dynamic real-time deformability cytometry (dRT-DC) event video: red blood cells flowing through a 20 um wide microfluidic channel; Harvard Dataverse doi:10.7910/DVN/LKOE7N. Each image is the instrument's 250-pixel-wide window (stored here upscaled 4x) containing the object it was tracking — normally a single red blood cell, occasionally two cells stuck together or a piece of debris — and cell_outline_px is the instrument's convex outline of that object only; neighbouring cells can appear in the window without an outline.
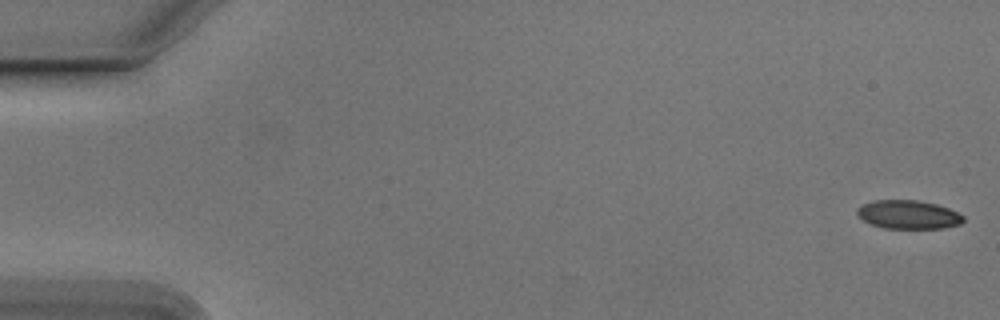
{"species": "Egyptian fruit bat (a non-hibernating species)", "species_latin": "Rousettus aegyptiacus", "temperature_condition": "cold", "stored_images_in_passage": 54, "camera_frame_rate_fps": 3000, "um_per_image_px": 0.085, "animal": {"sex": "male"}, "frame": {"image": 1, "passage_image": 1, "time_ms": 0.0, "image_size_px": [1000, 320], "cell_outline_px": [[964, 220], [960, 224], [944, 228], [884, 228], [872, 224], [864, 220], [856, 212], [856, 208], [864, 204], [876, 200], [916, 200], [936, 204], [948, 208], [964, 216]], "centroid_in_image_um": [77.22, 18.24], "position_along_channel_um": 7.8, "area_um2": 17.51}}
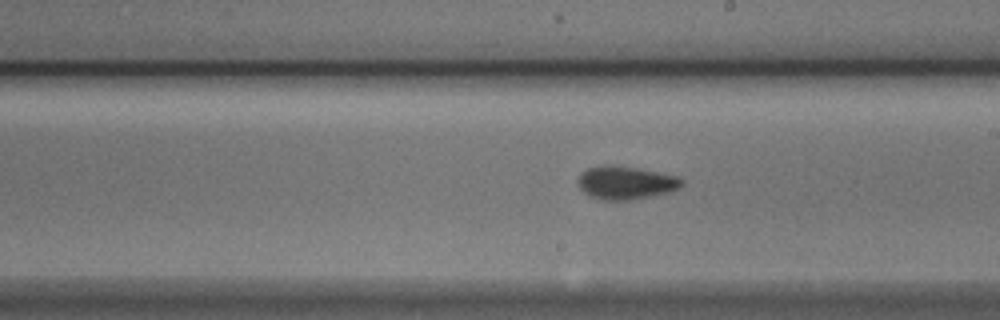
{"frame": {"image": 2, "passage_image": 31, "time_ms": 10.0, "image_size_px": [1000, 320], "cell_outline_px": [[684, 184], [680, 188], [672, 192], [632, 200], [600, 200], [588, 196], [580, 188], [576, 180], [580, 172], [588, 168], [612, 164], [636, 168], [676, 176], [684, 180]], "centroid_in_image_um": [53.17, 15.54], "position_along_channel_um": 235.8, "area_um2": 20.35}}
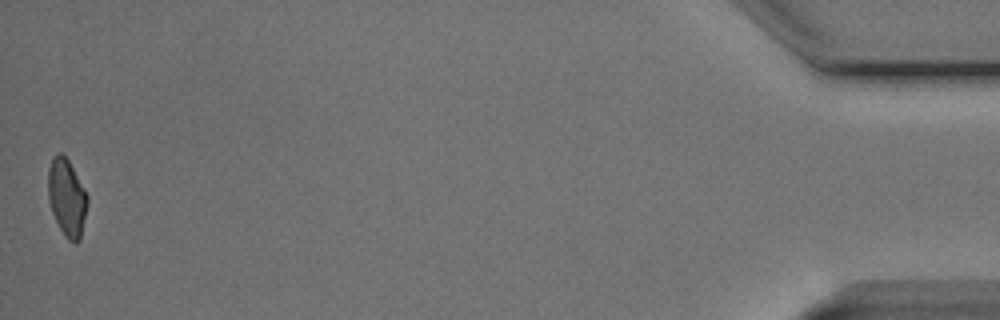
{"frame": {"image": 3, "passage_image": 54, "time_ms": 17.667, "image_size_px": [1000, 320], "cell_outline_px": [[88, 200], [80, 240], [76, 244], [68, 240], [64, 236], [52, 212], [48, 196], [48, 168], [52, 156], [56, 152], [60, 152], [68, 160], [88, 196]], "centroid_in_image_um": [5.67, 16.79], "position_along_channel_um": 429.5, "area_um2": 17.63}, "authors_computed_cell_mechanics": {"area_um2": 18.8428, "velocity_mm_per_s": 3.7779, "shape_relaxation_time_tau1_ms": 3.1455, "shape_relaxation_time_tau2_ms": 1.3908, "deformation_change_tau1": 0.1064, "deformation_change_tau2": 0.0583}}